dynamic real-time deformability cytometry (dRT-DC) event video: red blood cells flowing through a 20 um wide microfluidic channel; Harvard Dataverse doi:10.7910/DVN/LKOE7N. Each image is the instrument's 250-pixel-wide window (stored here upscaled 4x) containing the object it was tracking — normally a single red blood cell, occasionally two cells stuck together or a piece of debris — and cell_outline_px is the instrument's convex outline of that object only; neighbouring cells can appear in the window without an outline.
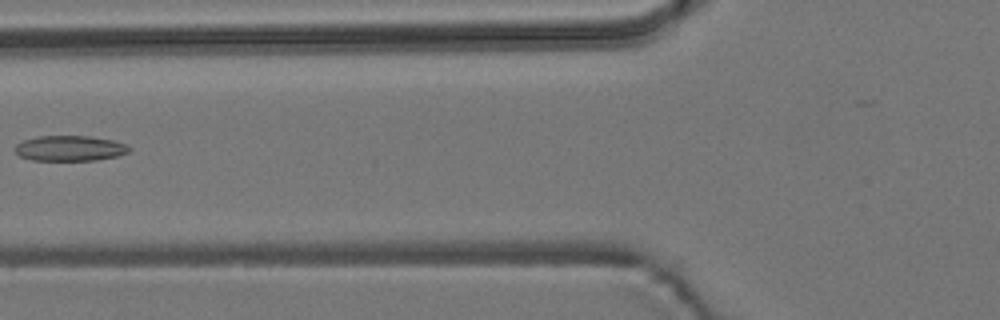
{"species": "common noctule bat (a hibernating species)", "species_latin": "Nyctalus noctula", "temperature_condition": "room temperature", "stored_images_in_passage": 8, "camera_frame_rate_fps": 3000, "um_per_image_px": 0.085, "animal": {"sex": "male", "body_mass_g": 19.2, "forearm_length_mm": 51.8}, "frame": {"image": 1, "passage_image": 7, "time_ms": 2.0, "image_size_px": [1000, 320], "cell_outline_px": [[132, 148], [128, 152], [116, 156], [96, 160], [32, 160], [20, 156], [12, 148], [16, 144], [24, 140], [40, 136], [88, 136], [116, 140], [128, 144]], "centroid_in_image_um": [5.96, 12.6], "position_along_channel_um": 119.8, "area_um2": 16.99}}
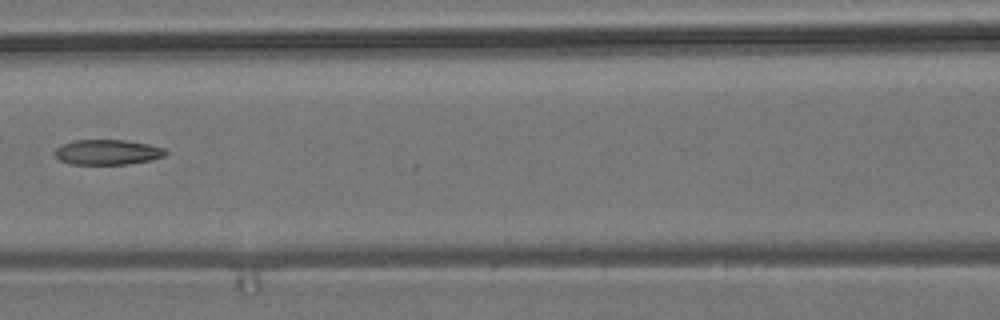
{"frame": {"image": 2, "passage_image": 8, "time_ms": 2.333, "image_size_px": [1000, 320], "cell_outline_px": [[168, 152], [164, 156], [152, 160], [128, 164], [68, 164], [60, 160], [56, 156], [56, 148], [60, 144], [76, 140], [124, 140], [148, 144], [164, 148]], "centroid_in_image_um": [9.14, 12.93], "position_along_channel_um": 157.5, "area_um2": 16.24}}